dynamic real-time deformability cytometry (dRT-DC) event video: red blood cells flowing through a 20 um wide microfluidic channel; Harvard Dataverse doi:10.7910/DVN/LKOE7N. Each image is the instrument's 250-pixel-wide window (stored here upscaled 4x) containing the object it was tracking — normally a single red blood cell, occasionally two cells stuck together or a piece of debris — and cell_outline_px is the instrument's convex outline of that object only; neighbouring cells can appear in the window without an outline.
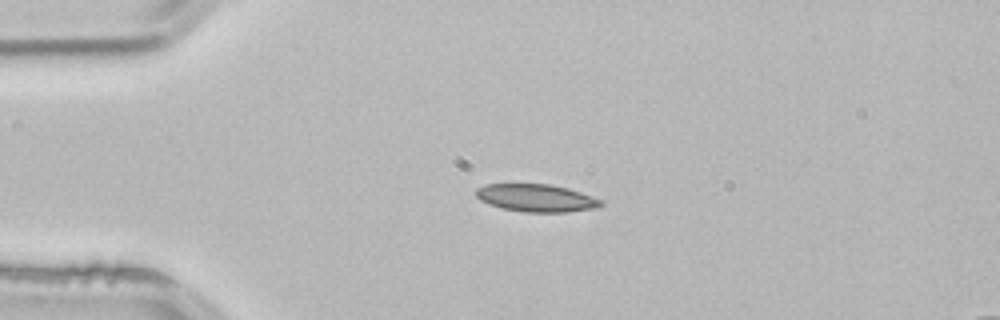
{"species": "common noctule bat (a hibernating species)", "species_latin": "Nyctalus noctula", "temperature_condition": "room temperature", "stored_images_in_passage": 3, "camera_frame_rate_fps": 3000, "um_per_image_px": 0.085, "animal": {"sex": "male", "body_mass_g": 21.5, "forearm_length_mm": 52.0}, "frame": {"image": 1, "passage_image": 2, "time_ms": 0.333, "image_size_px": [1000, 320], "cell_outline_px": [[604, 204], [596, 208], [564, 212], [524, 212], [500, 208], [488, 204], [480, 200], [476, 196], [476, 188], [484, 184], [548, 184], [568, 188], [604, 200]], "centroid_in_image_um": [45.58, 16.83], "position_along_channel_um": 39.4, "area_um2": 20.23}}
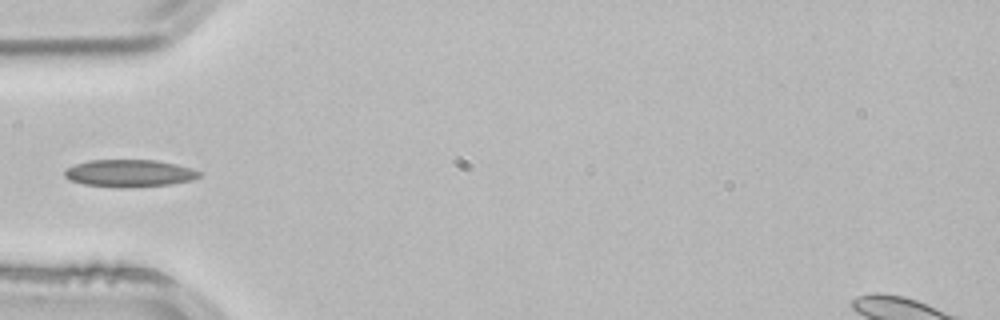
{"frame": {"image": 2, "passage_image": 3, "time_ms": 0.667, "image_size_px": [1000, 320], "cell_outline_px": [[200, 176], [192, 180], [168, 184], [120, 188], [84, 184], [68, 180], [64, 176], [64, 172], [68, 168], [76, 164], [88, 160], [156, 160], [176, 164], [192, 168], [200, 172]], "centroid_in_image_um": [10.98, 14.72], "position_along_channel_um": 74.0, "area_um2": 21.33}}